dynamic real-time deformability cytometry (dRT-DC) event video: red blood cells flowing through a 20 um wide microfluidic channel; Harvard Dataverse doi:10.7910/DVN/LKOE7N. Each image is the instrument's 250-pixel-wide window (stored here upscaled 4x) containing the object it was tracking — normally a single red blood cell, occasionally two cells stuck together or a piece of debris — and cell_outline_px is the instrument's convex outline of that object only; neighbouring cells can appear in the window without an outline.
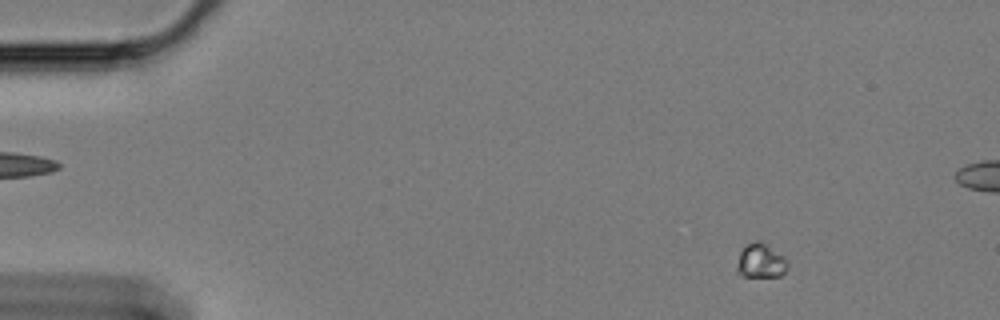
{"species": "Egyptian fruit bat (a non-hibernating species)", "species_latin": "Rousettus aegyptiacus", "temperature_condition": "cold", "stored_images_in_passage": 34, "camera_frame_rate_fps": 3000, "um_per_image_px": 0.085, "animal": {"sex": "female"}, "frame": {"image": 1, "passage_image": 8, "time_ms": 2.333, "image_size_px": [1000, 320], "cell_outline_px": [[788, 268], [780, 276], [740, 276], [736, 272], [736, 268], [740, 252], [748, 244], [756, 240], [764, 244], [784, 256], [788, 260]], "centroid_in_image_um": [64.66, 22.21], "position_along_channel_um": 20.3, "area_um2": 10.0}}